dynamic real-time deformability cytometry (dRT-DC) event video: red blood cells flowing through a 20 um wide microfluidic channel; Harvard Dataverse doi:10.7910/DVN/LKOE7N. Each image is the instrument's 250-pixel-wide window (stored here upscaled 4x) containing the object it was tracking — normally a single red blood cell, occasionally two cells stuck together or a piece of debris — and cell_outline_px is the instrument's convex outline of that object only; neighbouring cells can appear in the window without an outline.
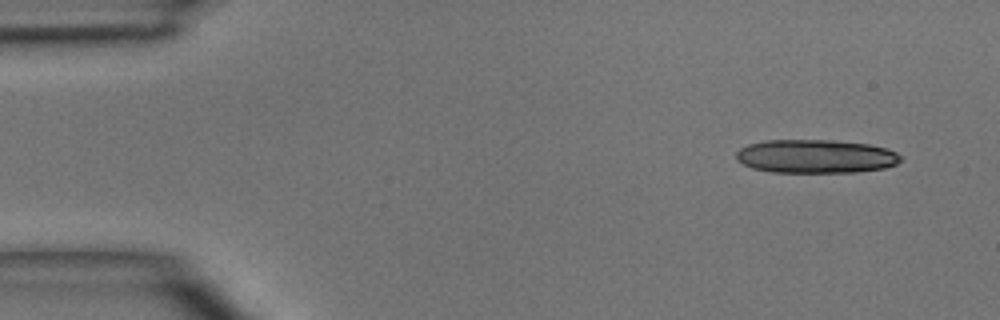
{"species": "common noctule bat (a hibernating species)", "species_latin": "Nyctalus noctula", "temperature_condition": "room temperature", "stored_images_in_passage": 5, "camera_frame_rate_fps": 3000, "um_per_image_px": 0.085, "animal": {"sex": "male", "body_mass_g": 15.6}, "frame": {"image": 1, "passage_image": 1, "time_ms": 0.0, "image_size_px": [1000, 320], "cell_outline_px": [[900, 160], [896, 164], [884, 168], [856, 172], [772, 172], [752, 168], [736, 160], [736, 152], [740, 148], [748, 144], [764, 140], [832, 140], [868, 144], [884, 148], [896, 152], [900, 156]], "centroid_in_image_um": [69.29, 13.29], "position_along_channel_um": 15.7, "area_um2": 32.14}}